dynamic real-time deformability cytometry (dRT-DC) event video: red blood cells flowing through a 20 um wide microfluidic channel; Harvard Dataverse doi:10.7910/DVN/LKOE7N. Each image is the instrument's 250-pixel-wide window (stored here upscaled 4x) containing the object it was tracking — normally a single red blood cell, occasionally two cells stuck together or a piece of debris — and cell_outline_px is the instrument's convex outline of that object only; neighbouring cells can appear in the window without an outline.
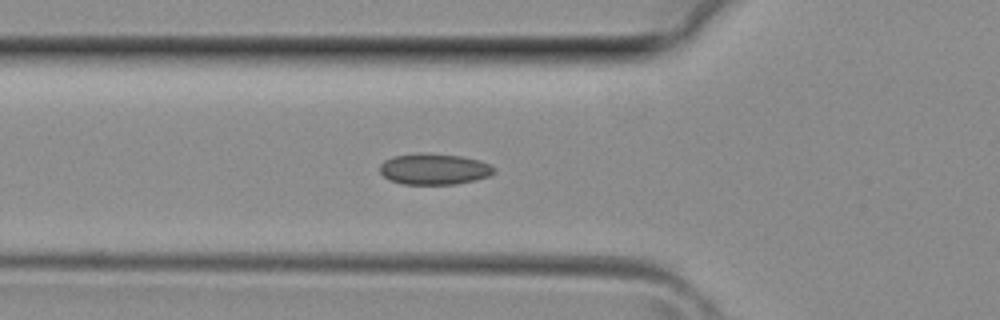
{"species": "common noctule bat (a hibernating species)", "species_latin": "Nyctalus noctula", "temperature_condition": "room temperature", "stored_images_in_passage": 27, "camera_frame_rate_fps": 3000, "um_per_image_px": 0.085, "animal": {"sex": "female", "body_mass_g": 29.2, "forearm_length_mm": 56.3}, "frame": {"image": 1, "passage_image": 8, "time_ms": 2.333, "image_size_px": [1000, 320], "cell_outline_px": [[496, 172], [488, 176], [456, 184], [404, 184], [392, 180], [384, 176], [380, 172], [380, 164], [384, 160], [392, 156], [416, 152], [424, 152], [460, 156], [480, 160], [496, 168]], "centroid_in_image_um": [36.88, 14.35], "position_along_channel_um": 88.9, "area_um2": 20.75}}
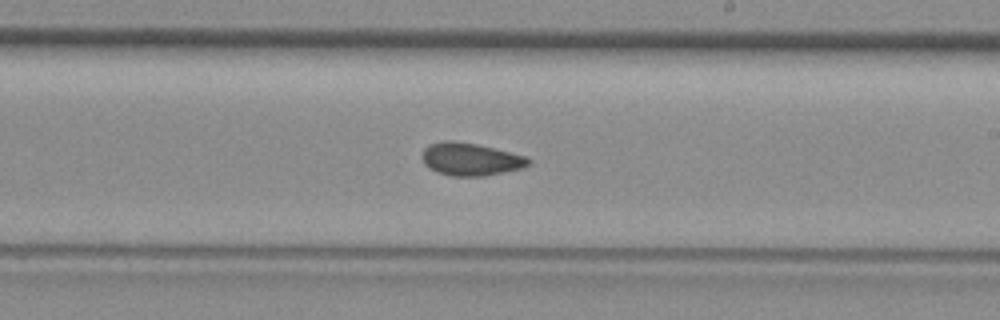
{"frame": {"image": 2, "passage_image": 17, "time_ms": 5.333, "image_size_px": [1000, 320], "cell_outline_px": [[532, 164], [520, 168], [504, 172], [484, 176], [452, 176], [436, 172], [428, 168], [424, 164], [424, 148], [428, 144], [444, 140], [452, 140], [476, 144], [524, 156], [532, 160]], "centroid_in_image_um": [39.98, 13.54], "position_along_channel_um": 249.0, "area_um2": 20.11}}
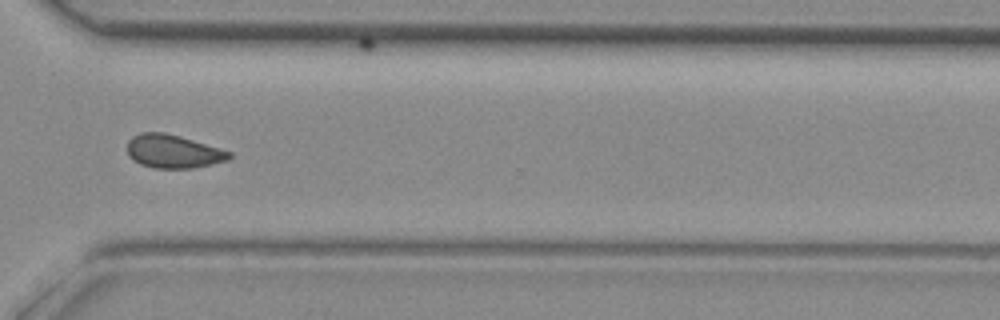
{"frame": {"image": 3, "passage_image": 23, "time_ms": 7.333, "image_size_px": [1000, 320], "cell_outline_px": [[232, 156], [228, 160], [192, 168], [152, 168], [140, 164], [132, 160], [128, 156], [128, 140], [132, 136], [140, 132], [164, 132], [180, 136], [220, 148], [232, 152]], "centroid_in_image_um": [14.69, 12.86], "position_along_channel_um": 355.9, "area_um2": 19.94}}